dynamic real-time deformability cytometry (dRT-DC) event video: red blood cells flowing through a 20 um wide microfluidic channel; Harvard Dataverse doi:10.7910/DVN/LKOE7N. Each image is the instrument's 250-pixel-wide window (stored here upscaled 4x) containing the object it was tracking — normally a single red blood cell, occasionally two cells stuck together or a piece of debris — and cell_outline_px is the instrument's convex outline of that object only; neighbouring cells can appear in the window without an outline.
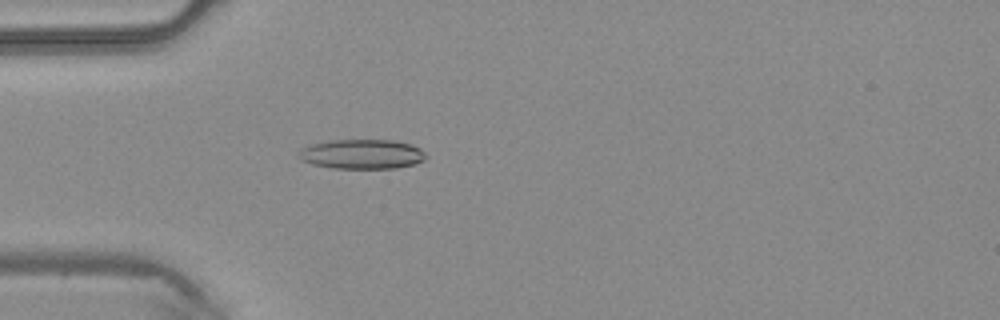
{"species": "common noctule bat (a hibernating species)", "species_latin": "Nyctalus noctula", "temperature_condition": "warm", "stored_images_in_passage": 46, "camera_frame_rate_fps": 3000, "um_per_image_px": 0.085, "animal": {"sex": "male", "body_mass_g": 20.4}, "frame": {"image": 1, "passage_image": 14, "time_ms": 4.333, "image_size_px": [1000, 320], "cell_outline_px": [[428, 156], [424, 160], [416, 164], [396, 168], [332, 168], [312, 164], [300, 160], [296, 156], [296, 152], [300, 148], [312, 144], [328, 140], [392, 140], [412, 144], [420, 148]], "centroid_in_image_um": [30.74, 13.1], "position_along_channel_um": 54.3, "area_um2": 22.31}}
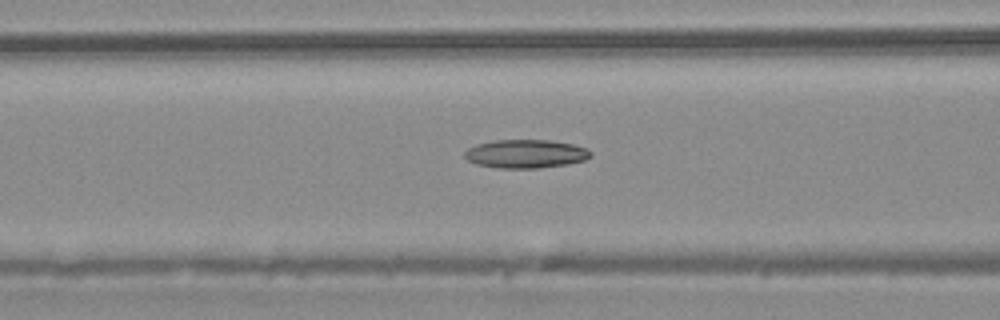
{"frame": {"image": 2, "passage_image": 19, "time_ms": 6.0, "image_size_px": [1000, 320], "cell_outline_px": [[592, 156], [584, 160], [568, 164], [540, 168], [496, 168], [476, 164], [468, 160], [464, 156], [464, 152], [468, 148], [476, 144], [496, 140], [548, 140], [572, 144], [588, 148], [592, 152]], "centroid_in_image_um": [44.69, 13.08], "position_along_channel_um": 121.9, "area_um2": 21.04}}
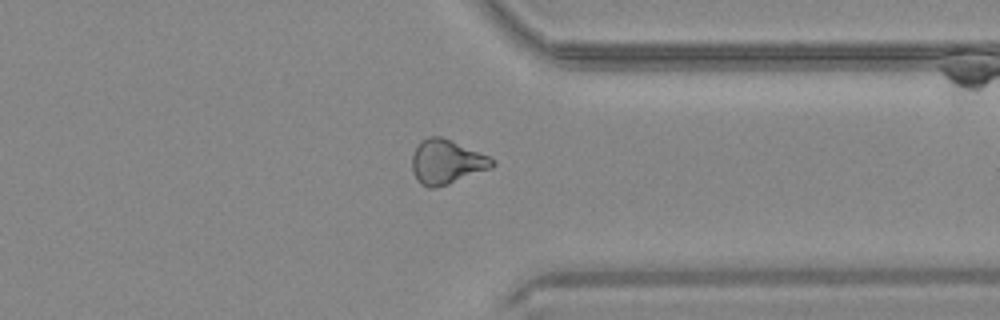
{"frame": {"image": 3, "passage_image": 36, "time_ms": 11.667, "image_size_px": [1000, 320], "cell_outline_px": [[496, 164], [492, 168], [448, 184], [436, 188], [428, 188], [420, 184], [416, 180], [412, 172], [412, 156], [420, 140], [428, 136], [440, 136], [452, 140], [488, 156], [496, 160]], "centroid_in_image_um": [37.94, 13.76], "position_along_channel_um": 373.5, "area_um2": 20.92}}